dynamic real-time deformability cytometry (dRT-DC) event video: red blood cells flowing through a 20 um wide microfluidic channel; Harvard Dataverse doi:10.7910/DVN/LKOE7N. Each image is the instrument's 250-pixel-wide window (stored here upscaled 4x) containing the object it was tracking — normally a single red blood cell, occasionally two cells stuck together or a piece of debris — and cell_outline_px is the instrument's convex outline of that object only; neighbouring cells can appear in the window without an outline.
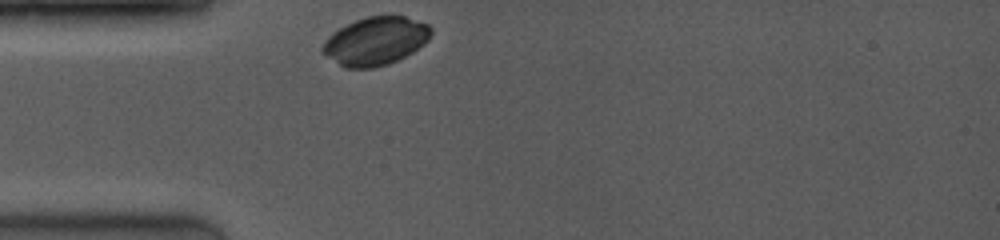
{"species": "common noctule bat (a hibernating species)", "species_latin": "Nyctalus noctula", "temperature_condition": "room temperature", "stored_images_in_passage": 10, "camera_frame_rate_fps": 4000, "um_per_image_px": 0.085, "animal": {"sex": "female", "body_mass_g": 19.0, "forearm_length_mm": 53.3}, "frame": {"image": 1, "passage_image": 1, "time_ms": 0.0, "image_size_px": [1000, 240], "cell_outline_px": [[432, 32], [428, 40], [412, 52], [388, 64], [372, 68], [344, 68], [320, 52], [320, 48], [328, 36], [340, 28], [356, 20], [368, 16], [404, 16], [428, 24], [432, 28]], "centroid_in_image_um": [31.89, 3.5], "position_along_channel_um": 53.1, "area_um2": 30.29}}